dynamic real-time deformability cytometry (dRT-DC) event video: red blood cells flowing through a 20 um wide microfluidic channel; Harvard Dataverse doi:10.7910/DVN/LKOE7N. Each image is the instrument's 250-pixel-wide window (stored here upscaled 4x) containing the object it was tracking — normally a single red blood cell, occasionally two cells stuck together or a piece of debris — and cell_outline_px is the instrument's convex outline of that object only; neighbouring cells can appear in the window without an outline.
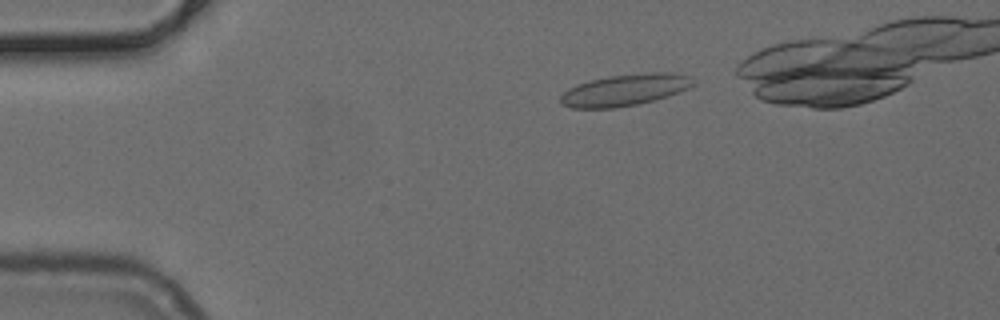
{"species": "common noctule bat (a hibernating species)", "species_latin": "Nyctalus noctula", "temperature_condition": "cold", "stored_images_in_passage": 38, "camera_frame_rate_fps": 3000, "um_per_image_px": 0.085, "animal": {"sex": "female", "body_mass_g": 24.6, "forearm_length_mm": 56.2}, "frame": {"image": 1, "passage_image": 3, "time_ms": 0.667, "image_size_px": [1000, 320], "cell_outline_px": [[696, 84], [688, 88], [652, 100], [636, 104], [612, 108], [572, 108], [560, 104], [560, 96], [568, 88], [576, 84], [588, 80], [608, 76], [644, 72], [672, 72], [692, 76]], "centroid_in_image_um": [53.08, 7.62], "position_along_channel_um": 31.9, "area_um2": 24.51}}
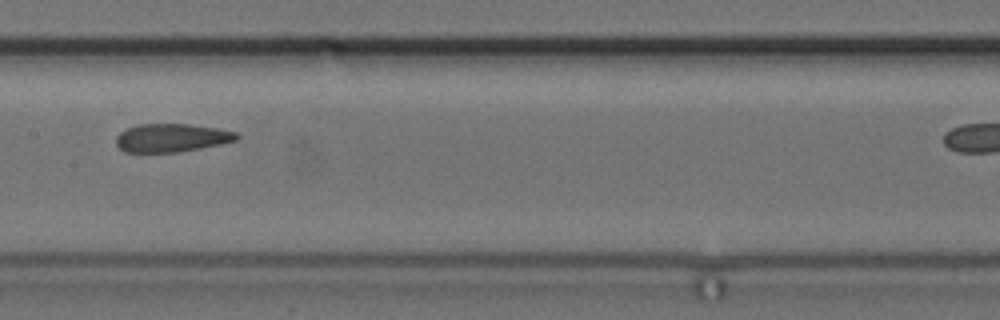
{"frame": {"image": 2, "passage_image": 19, "time_ms": 6.0, "image_size_px": [1000, 320], "cell_outline_px": [[240, 136], [236, 140], [220, 144], [180, 152], [124, 152], [116, 144], [116, 136], [120, 132], [128, 128], [140, 124], [188, 124], [216, 128], [236, 132]], "centroid_in_image_um": [14.57, 11.72], "position_along_channel_um": 192.8, "area_um2": 19.77}}
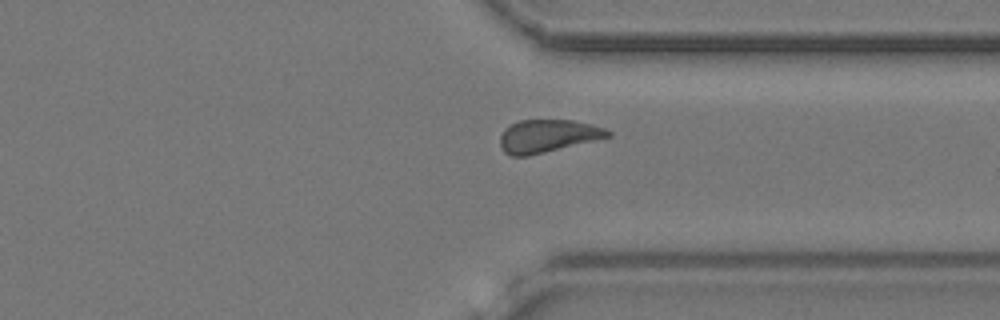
{"frame": {"image": 3, "passage_image": 32, "time_ms": 10.333, "image_size_px": [1000, 320], "cell_outline_px": [[612, 136], [596, 140], [528, 156], [512, 156], [504, 152], [500, 148], [500, 136], [504, 128], [508, 124], [520, 120], [572, 120], [592, 124], [604, 128], [612, 132]], "centroid_in_image_um": [46.53, 11.55], "position_along_channel_um": 364.9, "area_um2": 20.75}}